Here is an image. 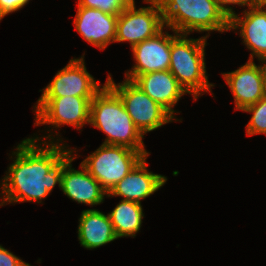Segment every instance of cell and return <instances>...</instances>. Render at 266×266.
<instances>
[{"mask_svg":"<svg viewBox=\"0 0 266 266\" xmlns=\"http://www.w3.org/2000/svg\"><path fill=\"white\" fill-rule=\"evenodd\" d=\"M30 0H0V21L6 15L22 9Z\"/></svg>","mask_w":266,"mask_h":266,"instance_id":"cell-22","label":"cell"},{"mask_svg":"<svg viewBox=\"0 0 266 266\" xmlns=\"http://www.w3.org/2000/svg\"><path fill=\"white\" fill-rule=\"evenodd\" d=\"M166 28L180 34L193 31L227 32L229 18L220 9L216 0H157Z\"/></svg>","mask_w":266,"mask_h":266,"instance_id":"cell-3","label":"cell"},{"mask_svg":"<svg viewBox=\"0 0 266 266\" xmlns=\"http://www.w3.org/2000/svg\"><path fill=\"white\" fill-rule=\"evenodd\" d=\"M118 239L113 225L107 215L98 209H87L81 212L78 225L80 245L92 250Z\"/></svg>","mask_w":266,"mask_h":266,"instance_id":"cell-17","label":"cell"},{"mask_svg":"<svg viewBox=\"0 0 266 266\" xmlns=\"http://www.w3.org/2000/svg\"><path fill=\"white\" fill-rule=\"evenodd\" d=\"M74 19L75 30L88 43L105 50L115 42L118 16L104 13L99 9L77 6Z\"/></svg>","mask_w":266,"mask_h":266,"instance_id":"cell-12","label":"cell"},{"mask_svg":"<svg viewBox=\"0 0 266 266\" xmlns=\"http://www.w3.org/2000/svg\"><path fill=\"white\" fill-rule=\"evenodd\" d=\"M244 16L233 15L229 30L240 29V36L250 53L249 61L266 57V7L257 5L242 12Z\"/></svg>","mask_w":266,"mask_h":266,"instance_id":"cell-14","label":"cell"},{"mask_svg":"<svg viewBox=\"0 0 266 266\" xmlns=\"http://www.w3.org/2000/svg\"><path fill=\"white\" fill-rule=\"evenodd\" d=\"M132 82L173 117H175L174 105L184 94H187L169 70L141 74L136 76Z\"/></svg>","mask_w":266,"mask_h":266,"instance_id":"cell-16","label":"cell"},{"mask_svg":"<svg viewBox=\"0 0 266 266\" xmlns=\"http://www.w3.org/2000/svg\"><path fill=\"white\" fill-rule=\"evenodd\" d=\"M73 153L74 150L71 149L63 157V172L61 175L60 189L67 197L77 203L87 204L92 207L103 203L107 193L81 163V170L72 168L71 163L77 157Z\"/></svg>","mask_w":266,"mask_h":266,"instance_id":"cell-10","label":"cell"},{"mask_svg":"<svg viewBox=\"0 0 266 266\" xmlns=\"http://www.w3.org/2000/svg\"><path fill=\"white\" fill-rule=\"evenodd\" d=\"M0 266H31L0 245Z\"/></svg>","mask_w":266,"mask_h":266,"instance_id":"cell-23","label":"cell"},{"mask_svg":"<svg viewBox=\"0 0 266 266\" xmlns=\"http://www.w3.org/2000/svg\"><path fill=\"white\" fill-rule=\"evenodd\" d=\"M133 0H78L81 7L99 9L104 13L119 16Z\"/></svg>","mask_w":266,"mask_h":266,"instance_id":"cell-20","label":"cell"},{"mask_svg":"<svg viewBox=\"0 0 266 266\" xmlns=\"http://www.w3.org/2000/svg\"><path fill=\"white\" fill-rule=\"evenodd\" d=\"M92 99L77 96L39 97L35 108V126H74L77 130L90 123Z\"/></svg>","mask_w":266,"mask_h":266,"instance_id":"cell-8","label":"cell"},{"mask_svg":"<svg viewBox=\"0 0 266 266\" xmlns=\"http://www.w3.org/2000/svg\"><path fill=\"white\" fill-rule=\"evenodd\" d=\"M150 4L136 9L133 0L118 16L115 42H129L131 48L165 29L162 12L157 0H143Z\"/></svg>","mask_w":266,"mask_h":266,"instance_id":"cell-7","label":"cell"},{"mask_svg":"<svg viewBox=\"0 0 266 266\" xmlns=\"http://www.w3.org/2000/svg\"><path fill=\"white\" fill-rule=\"evenodd\" d=\"M108 216L116 236L123 238L136 236L141 229L144 213L141 203L121 200Z\"/></svg>","mask_w":266,"mask_h":266,"instance_id":"cell-18","label":"cell"},{"mask_svg":"<svg viewBox=\"0 0 266 266\" xmlns=\"http://www.w3.org/2000/svg\"><path fill=\"white\" fill-rule=\"evenodd\" d=\"M42 139L50 140L41 142ZM42 139L38 136L26 138L12 152L15 155L14 162L0 185V206L26 201L42 203V199L50 194L56 184L61 188L63 157L71 148L62 145L59 138L56 142L50 134Z\"/></svg>","mask_w":266,"mask_h":266,"instance_id":"cell-1","label":"cell"},{"mask_svg":"<svg viewBox=\"0 0 266 266\" xmlns=\"http://www.w3.org/2000/svg\"><path fill=\"white\" fill-rule=\"evenodd\" d=\"M106 83L119 95L127 113L143 135L174 120L179 121L132 81L125 79L116 84L109 74Z\"/></svg>","mask_w":266,"mask_h":266,"instance_id":"cell-6","label":"cell"},{"mask_svg":"<svg viewBox=\"0 0 266 266\" xmlns=\"http://www.w3.org/2000/svg\"><path fill=\"white\" fill-rule=\"evenodd\" d=\"M216 2L229 19L236 14L233 7H230V4H237L241 7L247 6L248 9L258 5V0H216Z\"/></svg>","mask_w":266,"mask_h":266,"instance_id":"cell-21","label":"cell"},{"mask_svg":"<svg viewBox=\"0 0 266 266\" xmlns=\"http://www.w3.org/2000/svg\"><path fill=\"white\" fill-rule=\"evenodd\" d=\"M174 34L171 35L169 71L196 100L203 93L212 92L211 87L215 86L208 81L206 75L205 46L208 37L188 39V34L175 31Z\"/></svg>","mask_w":266,"mask_h":266,"instance_id":"cell-4","label":"cell"},{"mask_svg":"<svg viewBox=\"0 0 266 266\" xmlns=\"http://www.w3.org/2000/svg\"><path fill=\"white\" fill-rule=\"evenodd\" d=\"M84 54L72 58L68 65L59 70L52 81L43 89L40 97L77 96L93 99L103 88L86 70Z\"/></svg>","mask_w":266,"mask_h":266,"instance_id":"cell-9","label":"cell"},{"mask_svg":"<svg viewBox=\"0 0 266 266\" xmlns=\"http://www.w3.org/2000/svg\"><path fill=\"white\" fill-rule=\"evenodd\" d=\"M258 5L266 7V0H258Z\"/></svg>","mask_w":266,"mask_h":266,"instance_id":"cell-25","label":"cell"},{"mask_svg":"<svg viewBox=\"0 0 266 266\" xmlns=\"http://www.w3.org/2000/svg\"><path fill=\"white\" fill-rule=\"evenodd\" d=\"M222 76L234 96L237 110L242 111L266 96L260 66L254 60H248L237 70L223 73Z\"/></svg>","mask_w":266,"mask_h":266,"instance_id":"cell-13","label":"cell"},{"mask_svg":"<svg viewBox=\"0 0 266 266\" xmlns=\"http://www.w3.org/2000/svg\"><path fill=\"white\" fill-rule=\"evenodd\" d=\"M107 137L102 144L147 152L144 135L135 126L119 95L105 82L90 103V123Z\"/></svg>","mask_w":266,"mask_h":266,"instance_id":"cell-2","label":"cell"},{"mask_svg":"<svg viewBox=\"0 0 266 266\" xmlns=\"http://www.w3.org/2000/svg\"><path fill=\"white\" fill-rule=\"evenodd\" d=\"M242 111L252 113V117L246 126L247 136L266 135V96Z\"/></svg>","mask_w":266,"mask_h":266,"instance_id":"cell-19","label":"cell"},{"mask_svg":"<svg viewBox=\"0 0 266 266\" xmlns=\"http://www.w3.org/2000/svg\"><path fill=\"white\" fill-rule=\"evenodd\" d=\"M147 157H144L106 196H121L122 200L141 203V200L163 187L167 177L149 171Z\"/></svg>","mask_w":266,"mask_h":266,"instance_id":"cell-15","label":"cell"},{"mask_svg":"<svg viewBox=\"0 0 266 266\" xmlns=\"http://www.w3.org/2000/svg\"><path fill=\"white\" fill-rule=\"evenodd\" d=\"M131 49L135 65L125 73L127 80L132 81L141 74L169 70L171 34L164 32L163 29Z\"/></svg>","mask_w":266,"mask_h":266,"instance_id":"cell-11","label":"cell"},{"mask_svg":"<svg viewBox=\"0 0 266 266\" xmlns=\"http://www.w3.org/2000/svg\"><path fill=\"white\" fill-rule=\"evenodd\" d=\"M149 154L125 146L101 144L81 164L109 194L115 185Z\"/></svg>","mask_w":266,"mask_h":266,"instance_id":"cell-5","label":"cell"},{"mask_svg":"<svg viewBox=\"0 0 266 266\" xmlns=\"http://www.w3.org/2000/svg\"><path fill=\"white\" fill-rule=\"evenodd\" d=\"M259 61L261 62V64H263V65H259V66H260V70L262 73L263 85H264V89H265V93H266V57L263 59H260Z\"/></svg>","mask_w":266,"mask_h":266,"instance_id":"cell-24","label":"cell"}]
</instances>
